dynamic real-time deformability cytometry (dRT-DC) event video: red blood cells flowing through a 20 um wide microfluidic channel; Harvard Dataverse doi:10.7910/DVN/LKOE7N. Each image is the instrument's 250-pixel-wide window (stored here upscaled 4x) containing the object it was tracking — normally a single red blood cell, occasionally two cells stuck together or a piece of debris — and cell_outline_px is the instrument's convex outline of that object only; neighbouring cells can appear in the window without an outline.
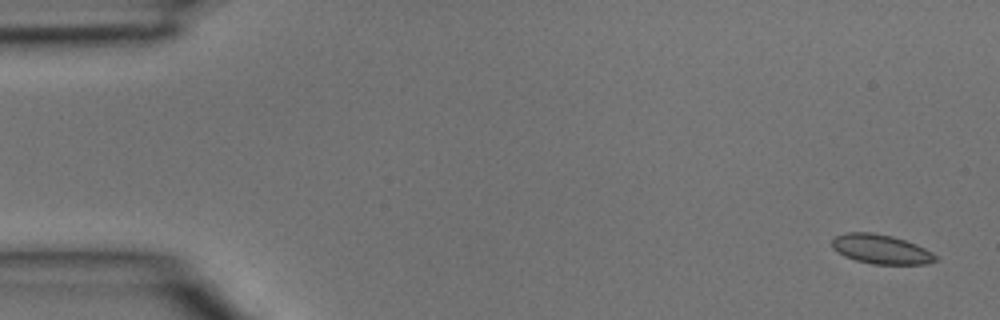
{"species": "common noctule bat (a hibernating species)", "species_latin": "Nyctalus noctula", "temperature_condition": "room temperature", "stored_images_in_passage": 4, "segment_of_instrument_passage": [1, 2], "camera_frame_rate_fps": 3000, "um_per_image_px": 0.085, "animal": {"sex": "male", "body_mass_g": 15.6}, "frame": {"image": 1, "passage_image": 1, "time_ms": 0.0, "image_size_px": [1000, 320], "cell_outline_px": [[936, 260], [924, 264], [872, 264], [856, 260], [844, 256], [836, 252], [832, 248], [832, 240], [836, 236], [844, 232], [872, 232], [892, 236], [916, 244], [932, 252], [936, 256]], "centroid_in_image_um": [74.84, 21.17], "position_along_channel_um": 10.2, "area_um2": 17.69}}